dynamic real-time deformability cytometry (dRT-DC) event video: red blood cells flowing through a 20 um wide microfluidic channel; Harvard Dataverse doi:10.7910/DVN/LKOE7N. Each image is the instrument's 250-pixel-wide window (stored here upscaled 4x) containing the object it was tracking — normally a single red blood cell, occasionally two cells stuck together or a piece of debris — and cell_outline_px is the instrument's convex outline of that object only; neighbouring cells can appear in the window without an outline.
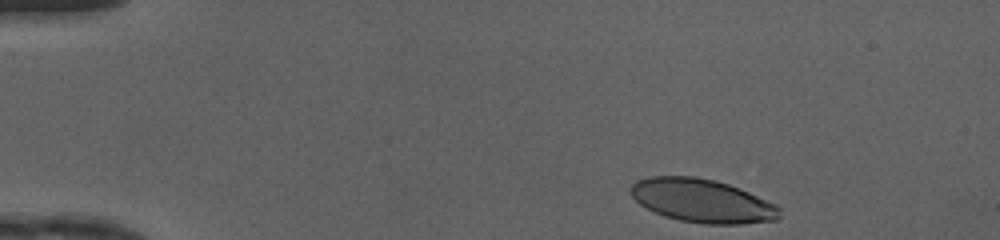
{"species": "human", "species_latin": "Homo sapiens", "temperature_condition": "cold", "stored_images_in_passage": 37, "camera_frame_rate_fps": 3000, "um_per_image_px": 0.085, "donor": {"sex": "female"}, "frame": {"image": 1, "passage_image": 1, "time_ms": 0.0, "image_size_px": [1000, 240], "cell_outline_px": [[780, 216], [776, 220], [740, 224], [704, 224], [680, 220], [664, 216], [640, 204], [632, 196], [632, 184], [636, 180], [648, 176], [692, 176], [712, 180], [728, 184], [748, 192], [776, 204], [780, 208]], "centroid_in_image_um": [59.69, 17.07], "position_along_channel_um": 25.3, "area_um2": 37.4}}
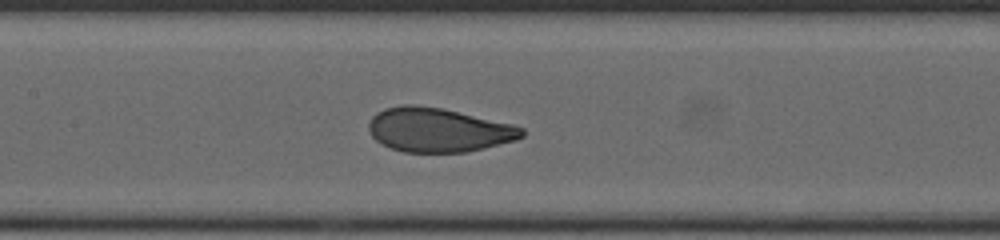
{"frame": {"image": 2, "passage_image": 18, "time_ms": 5.667, "image_size_px": [1000, 240], "cell_outline_px": [[524, 136], [516, 140], [484, 148], [464, 152], [404, 152], [392, 148], [376, 140], [372, 136], [368, 128], [368, 124], [372, 116], [376, 112], [384, 108], [404, 104], [416, 104], [444, 108], [512, 124], [524, 128]], "centroid_in_image_um": [37.25, 11.03], "position_along_channel_um": 170.1, "area_um2": 39.48}}
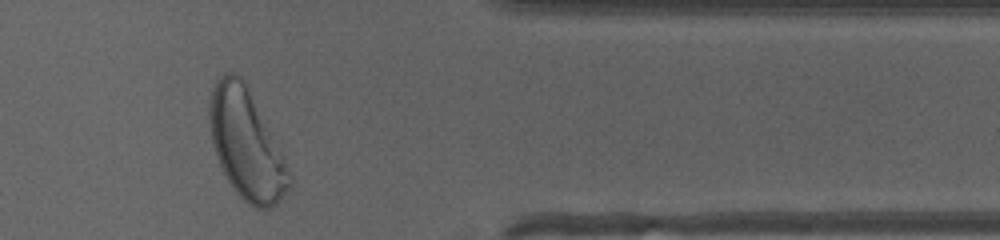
{"frame": {"image": 3, "passage_image": 35, "time_ms": 11.333, "image_size_px": [1000, 240], "cell_outline_px": [[292, 184], [276, 204], [272, 208], [256, 208], [248, 204], [236, 192], [228, 180], [216, 156], [212, 140], [208, 116], [208, 108], [212, 92], [216, 80], [224, 72], [232, 72], [240, 76], [284, 156], [292, 180]], "centroid_in_image_um": [20.93, 12.29], "position_along_channel_um": 390.5, "area_um2": 50.0}, "authors_computed_cell_mechanics": {"area_um2": 39.304, "velocity_mm_per_s": 4.1562, "shape_relaxation_time_tau1_ms": 2.8647, "shape_relaxation_time_tau2_ms": null, "deformation_change_tau1": 0.1611, "deformation_change_tau2": null}}